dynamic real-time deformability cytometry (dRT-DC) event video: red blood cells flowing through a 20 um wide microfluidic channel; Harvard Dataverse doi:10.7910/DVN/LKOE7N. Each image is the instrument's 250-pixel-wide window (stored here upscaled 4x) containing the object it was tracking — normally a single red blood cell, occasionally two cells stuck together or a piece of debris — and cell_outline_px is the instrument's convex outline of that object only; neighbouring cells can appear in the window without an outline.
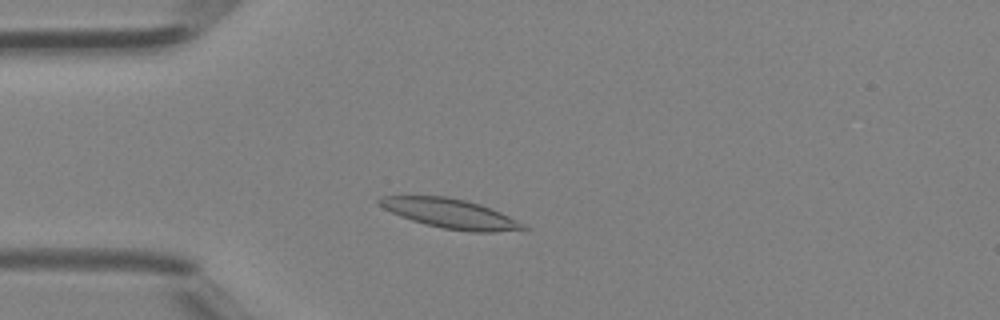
{"species": "Egyptian fruit bat (a non-hibernating species)", "species_latin": "Rousettus aegyptiacus", "temperature_condition": "room temperature", "stored_images_in_passage": 36, "camera_frame_rate_fps": 3000, "um_per_image_px": 0.085, "animal": {"sex": "female"}, "frame": {"image": 1, "passage_image": 5, "time_ms": 1.333, "image_size_px": [1000, 320], "cell_outline_px": [[528, 228], [492, 232], [468, 232], [444, 228], [424, 224], [400, 216], [384, 208], [376, 200], [380, 196], [444, 196], [464, 200], [480, 204], [500, 212], [516, 220]], "centroid_in_image_um": [38.23, 18.15], "position_along_channel_um": 46.8, "area_um2": 24.28}}
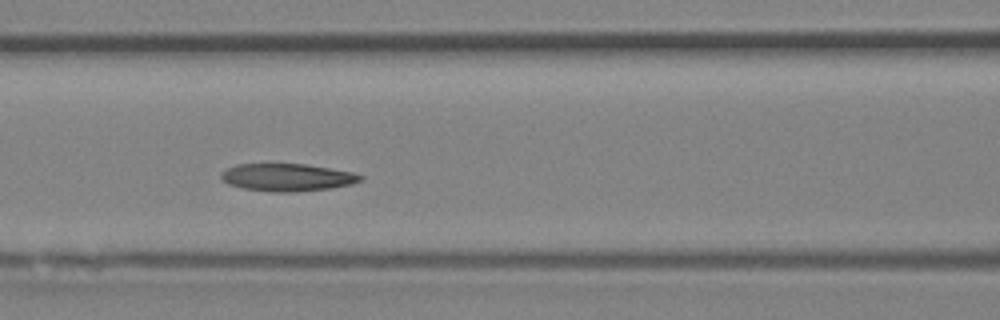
{"frame": {"image": 2, "passage_image": 12, "time_ms": 3.667, "image_size_px": [1000, 320], "cell_outline_px": [[364, 180], [352, 184], [332, 188], [296, 192], [272, 192], [240, 188], [228, 184], [220, 176], [228, 168], [236, 164], [304, 164], [352, 172], [364, 176]], "centroid_in_image_um": [24.44, 15.09], "position_along_channel_um": 142.2, "area_um2": 22.37}}
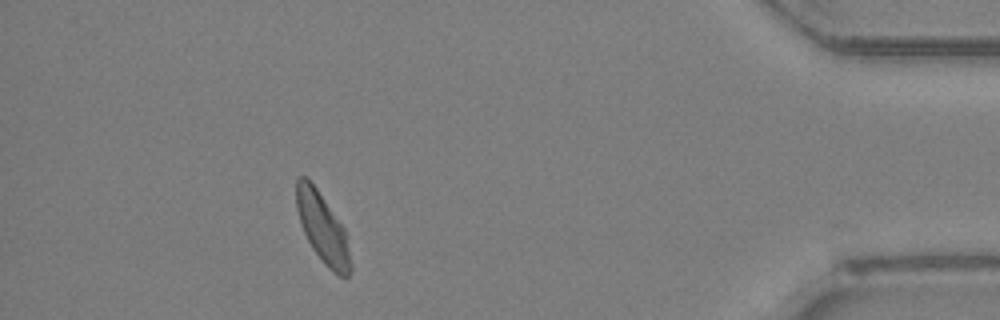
{"frame": {"image": 3, "passage_image": 32, "time_ms": 10.333, "image_size_px": [1000, 320], "cell_outline_px": [[352, 268], [348, 276], [344, 280], [332, 272], [324, 264], [312, 248], [304, 232], [296, 208], [296, 180], [300, 176], [308, 176], [344, 228], [352, 264]], "centroid_in_image_um": [27.43, 19.42], "position_along_channel_um": 407.8, "area_um2": 22.02}}